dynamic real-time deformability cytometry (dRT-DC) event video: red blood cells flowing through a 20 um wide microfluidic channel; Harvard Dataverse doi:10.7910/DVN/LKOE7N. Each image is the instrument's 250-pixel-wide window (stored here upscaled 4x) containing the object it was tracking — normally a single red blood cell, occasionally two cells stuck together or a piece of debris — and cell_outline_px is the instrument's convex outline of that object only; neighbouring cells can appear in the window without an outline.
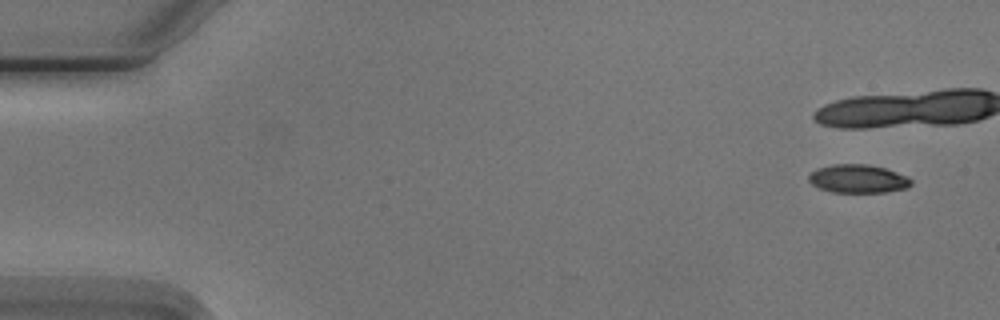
{"species": "Egyptian fruit bat (a non-hibernating species)", "species_latin": "Rousettus aegyptiacus", "temperature_condition": "cold", "stored_images_in_passage": 3, "camera_frame_rate_fps": 3000, "um_per_image_px": 0.085, "animal": {"sex": "male"}, "frame": {"image": 1, "passage_image": 1, "time_ms": 0.0, "image_size_px": [1000, 320], "cell_outline_px": [[912, 184], [908, 188], [884, 192], [832, 192], [820, 188], [812, 184], [808, 180], [808, 176], [816, 168], [832, 164], [868, 164], [884, 168], [908, 176], [912, 180]], "centroid_in_image_um": [72.94, 15.19], "position_along_channel_um": 12.1, "area_um2": 16.99}}